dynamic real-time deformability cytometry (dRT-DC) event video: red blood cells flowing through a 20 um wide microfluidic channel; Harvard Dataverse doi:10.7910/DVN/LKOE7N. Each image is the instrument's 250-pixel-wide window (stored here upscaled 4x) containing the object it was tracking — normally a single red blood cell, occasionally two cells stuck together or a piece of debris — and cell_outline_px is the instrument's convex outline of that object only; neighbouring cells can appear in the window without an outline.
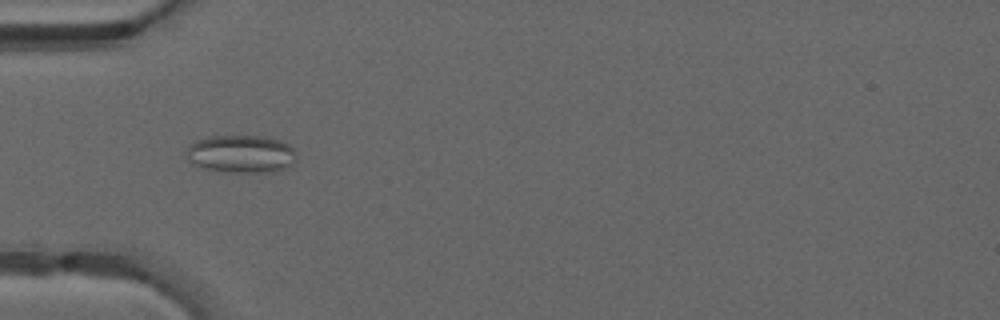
{"species": "common noctule bat (a hibernating species)", "species_latin": "Nyctalus noctula", "temperature_condition": "warm", "stored_images_in_passage": 8, "camera_frame_rate_fps": 3000, "um_per_image_px": 0.085, "animal": {"sex": "male", "forearm_length_mm": 52.5}, "frame": {"image": 1, "passage_image": 2, "time_ms": 0.333, "image_size_px": [1000, 320], "cell_outline_px": [[296, 160], [284, 168], [272, 172], [228, 172], [204, 168], [192, 164], [188, 160], [188, 148], [196, 140], [212, 136], [260, 136], [280, 140], [288, 144], [296, 152]], "centroid_in_image_um": [20.51, 13.09], "position_along_channel_um": 64.5, "area_um2": 24.04}}